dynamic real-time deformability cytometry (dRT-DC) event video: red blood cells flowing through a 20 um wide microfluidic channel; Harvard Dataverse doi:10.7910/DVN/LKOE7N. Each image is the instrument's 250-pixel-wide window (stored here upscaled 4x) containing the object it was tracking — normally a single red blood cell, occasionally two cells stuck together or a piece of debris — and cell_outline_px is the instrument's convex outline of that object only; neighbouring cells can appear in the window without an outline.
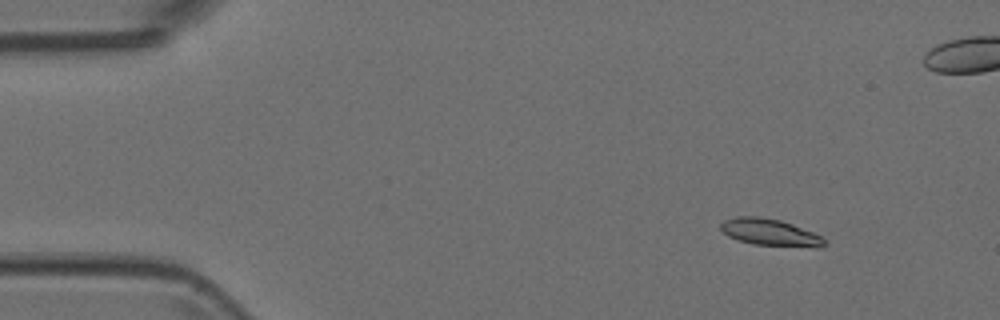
{"species": "Egyptian fruit bat (a non-hibernating species)", "species_latin": "Rousettus aegyptiacus", "temperature_condition": "room temperature", "stored_images_in_passage": 7, "segment_of_instrument_passage": [1, 2], "camera_frame_rate_fps": 3000, "um_per_image_px": 0.085, "animal": {"sex": "female"}, "frame": {"image": 1, "passage_image": 2, "time_ms": 0.333, "image_size_px": [1000, 320], "cell_outline_px": [[824, 244], [752, 244], [736, 240], [728, 236], [720, 228], [720, 224], [724, 220], [736, 216], [760, 216], [780, 220], [792, 224], [812, 232], [820, 236], [824, 240]], "centroid_in_image_um": [65.24, 19.67], "position_along_channel_um": 19.8, "area_um2": 15.2}}
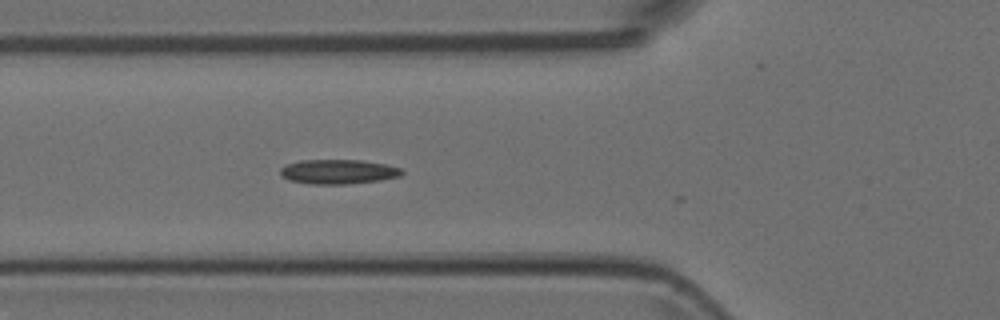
{"frame": {"image": 2, "passage_image": 6, "time_ms": 1.667, "image_size_px": [1000, 320], "cell_outline_px": [[404, 172], [400, 176], [380, 180], [348, 184], [308, 184], [288, 180], [280, 176], [280, 168], [288, 164], [300, 160], [360, 160], [388, 164], [400, 168]], "centroid_in_image_um": [28.73, 14.6], "position_along_channel_um": 97.1, "area_um2": 17.51}}